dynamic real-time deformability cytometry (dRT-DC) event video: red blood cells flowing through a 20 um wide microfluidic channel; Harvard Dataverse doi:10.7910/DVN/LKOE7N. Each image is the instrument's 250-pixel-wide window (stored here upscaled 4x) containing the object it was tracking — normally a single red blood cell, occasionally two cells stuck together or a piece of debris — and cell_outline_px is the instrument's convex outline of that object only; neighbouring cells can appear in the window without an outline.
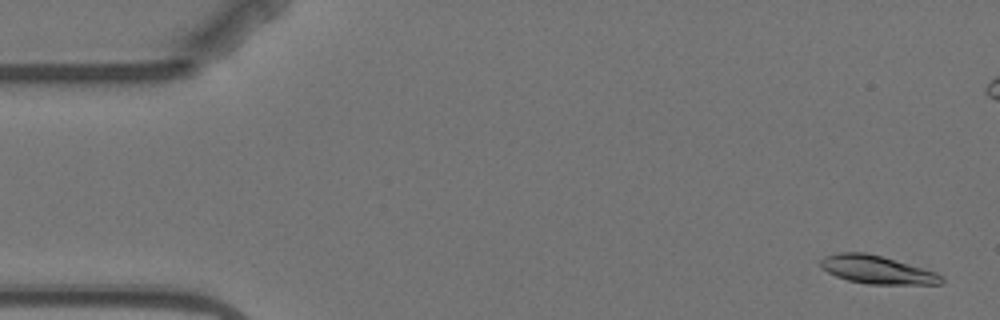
{"species": "Egyptian fruit bat (a non-hibernating species)", "species_latin": "Rousettus aegyptiacus", "temperature_condition": "warm", "stored_images_in_passage": 5, "camera_frame_rate_fps": 3000, "um_per_image_px": 0.085, "animal": {"sex": "female"}, "frame": {"image": 1, "passage_image": 1, "time_ms": 0.0, "image_size_px": [1000, 320], "cell_outline_px": [[944, 280], [940, 284], [868, 284], [848, 280], [836, 276], [820, 268], [820, 260], [824, 256], [836, 252], [864, 252], [880, 256], [936, 272], [944, 276]], "centroid_in_image_um": [74.51, 22.92], "position_along_channel_um": 10.5, "area_um2": 19.71}}